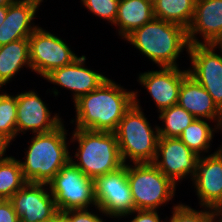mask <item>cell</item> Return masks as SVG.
<instances>
[{"label": "cell", "mask_w": 222, "mask_h": 222, "mask_svg": "<svg viewBox=\"0 0 222 222\" xmlns=\"http://www.w3.org/2000/svg\"><path fill=\"white\" fill-rule=\"evenodd\" d=\"M134 103V91L107 78L97 89L74 102L75 129L115 132L125 112ZM75 122V123H74Z\"/></svg>", "instance_id": "cell-1"}, {"label": "cell", "mask_w": 222, "mask_h": 222, "mask_svg": "<svg viewBox=\"0 0 222 222\" xmlns=\"http://www.w3.org/2000/svg\"><path fill=\"white\" fill-rule=\"evenodd\" d=\"M127 179L135 210H158L162 205L172 201L177 189V186L153 163H128Z\"/></svg>", "instance_id": "cell-6"}, {"label": "cell", "mask_w": 222, "mask_h": 222, "mask_svg": "<svg viewBox=\"0 0 222 222\" xmlns=\"http://www.w3.org/2000/svg\"><path fill=\"white\" fill-rule=\"evenodd\" d=\"M31 71L43 79L54 69L71 64L79 56L69 48L65 39L38 27L28 38Z\"/></svg>", "instance_id": "cell-9"}, {"label": "cell", "mask_w": 222, "mask_h": 222, "mask_svg": "<svg viewBox=\"0 0 222 222\" xmlns=\"http://www.w3.org/2000/svg\"><path fill=\"white\" fill-rule=\"evenodd\" d=\"M7 10H8V6H0V26L5 21Z\"/></svg>", "instance_id": "cell-35"}, {"label": "cell", "mask_w": 222, "mask_h": 222, "mask_svg": "<svg viewBox=\"0 0 222 222\" xmlns=\"http://www.w3.org/2000/svg\"><path fill=\"white\" fill-rule=\"evenodd\" d=\"M221 34L222 0H196L194 17L187 29L189 44L212 45Z\"/></svg>", "instance_id": "cell-17"}, {"label": "cell", "mask_w": 222, "mask_h": 222, "mask_svg": "<svg viewBox=\"0 0 222 222\" xmlns=\"http://www.w3.org/2000/svg\"><path fill=\"white\" fill-rule=\"evenodd\" d=\"M11 142L12 140L6 134L0 132V160L11 157L6 154V150L10 147V144L12 145Z\"/></svg>", "instance_id": "cell-32"}, {"label": "cell", "mask_w": 222, "mask_h": 222, "mask_svg": "<svg viewBox=\"0 0 222 222\" xmlns=\"http://www.w3.org/2000/svg\"><path fill=\"white\" fill-rule=\"evenodd\" d=\"M212 45L216 48V51L220 50V52H222V34L216 39V41Z\"/></svg>", "instance_id": "cell-36"}, {"label": "cell", "mask_w": 222, "mask_h": 222, "mask_svg": "<svg viewBox=\"0 0 222 222\" xmlns=\"http://www.w3.org/2000/svg\"><path fill=\"white\" fill-rule=\"evenodd\" d=\"M124 40L158 67H179L176 61L184 50L188 52L190 45L184 27L157 18L135 29Z\"/></svg>", "instance_id": "cell-3"}, {"label": "cell", "mask_w": 222, "mask_h": 222, "mask_svg": "<svg viewBox=\"0 0 222 222\" xmlns=\"http://www.w3.org/2000/svg\"><path fill=\"white\" fill-rule=\"evenodd\" d=\"M154 18L153 2L150 0H119L114 25L118 35L125 39L135 29L142 27Z\"/></svg>", "instance_id": "cell-20"}, {"label": "cell", "mask_w": 222, "mask_h": 222, "mask_svg": "<svg viewBox=\"0 0 222 222\" xmlns=\"http://www.w3.org/2000/svg\"><path fill=\"white\" fill-rule=\"evenodd\" d=\"M63 121L59 113L52 116L48 104L34 90L17 93V136L29 130L32 134L50 132Z\"/></svg>", "instance_id": "cell-14"}, {"label": "cell", "mask_w": 222, "mask_h": 222, "mask_svg": "<svg viewBox=\"0 0 222 222\" xmlns=\"http://www.w3.org/2000/svg\"><path fill=\"white\" fill-rule=\"evenodd\" d=\"M72 131L70 142L78 147L70 161L89 178L95 180L124 165L115 132L75 128Z\"/></svg>", "instance_id": "cell-4"}, {"label": "cell", "mask_w": 222, "mask_h": 222, "mask_svg": "<svg viewBox=\"0 0 222 222\" xmlns=\"http://www.w3.org/2000/svg\"><path fill=\"white\" fill-rule=\"evenodd\" d=\"M195 3L196 0H155L154 18L178 24L187 30L194 17Z\"/></svg>", "instance_id": "cell-23"}, {"label": "cell", "mask_w": 222, "mask_h": 222, "mask_svg": "<svg viewBox=\"0 0 222 222\" xmlns=\"http://www.w3.org/2000/svg\"><path fill=\"white\" fill-rule=\"evenodd\" d=\"M211 222H222V207L211 209Z\"/></svg>", "instance_id": "cell-33"}, {"label": "cell", "mask_w": 222, "mask_h": 222, "mask_svg": "<svg viewBox=\"0 0 222 222\" xmlns=\"http://www.w3.org/2000/svg\"><path fill=\"white\" fill-rule=\"evenodd\" d=\"M134 91V103L125 112L115 131L124 164L152 163L158 147V125L151 126ZM129 161V162H128Z\"/></svg>", "instance_id": "cell-5"}, {"label": "cell", "mask_w": 222, "mask_h": 222, "mask_svg": "<svg viewBox=\"0 0 222 222\" xmlns=\"http://www.w3.org/2000/svg\"><path fill=\"white\" fill-rule=\"evenodd\" d=\"M90 13L99 17L111 25H114L117 17L119 0H80Z\"/></svg>", "instance_id": "cell-28"}, {"label": "cell", "mask_w": 222, "mask_h": 222, "mask_svg": "<svg viewBox=\"0 0 222 222\" xmlns=\"http://www.w3.org/2000/svg\"><path fill=\"white\" fill-rule=\"evenodd\" d=\"M67 132L62 122L50 132L34 134L24 149L25 161L20 159L23 177L30 183L48 184L70 161ZM28 149V150H27Z\"/></svg>", "instance_id": "cell-2"}, {"label": "cell", "mask_w": 222, "mask_h": 222, "mask_svg": "<svg viewBox=\"0 0 222 222\" xmlns=\"http://www.w3.org/2000/svg\"><path fill=\"white\" fill-rule=\"evenodd\" d=\"M177 104L195 118L211 120L222 129V111L205 88L189 74L182 81Z\"/></svg>", "instance_id": "cell-19"}, {"label": "cell", "mask_w": 222, "mask_h": 222, "mask_svg": "<svg viewBox=\"0 0 222 222\" xmlns=\"http://www.w3.org/2000/svg\"><path fill=\"white\" fill-rule=\"evenodd\" d=\"M95 209L103 216L121 219L135 210L127 179V164L94 180Z\"/></svg>", "instance_id": "cell-8"}, {"label": "cell", "mask_w": 222, "mask_h": 222, "mask_svg": "<svg viewBox=\"0 0 222 222\" xmlns=\"http://www.w3.org/2000/svg\"><path fill=\"white\" fill-rule=\"evenodd\" d=\"M27 181L23 177L19 159L11 156L0 160V196L9 200Z\"/></svg>", "instance_id": "cell-25"}, {"label": "cell", "mask_w": 222, "mask_h": 222, "mask_svg": "<svg viewBox=\"0 0 222 222\" xmlns=\"http://www.w3.org/2000/svg\"><path fill=\"white\" fill-rule=\"evenodd\" d=\"M135 215L130 222H166L161 221L158 210L136 209L133 212L124 215L122 218Z\"/></svg>", "instance_id": "cell-30"}, {"label": "cell", "mask_w": 222, "mask_h": 222, "mask_svg": "<svg viewBox=\"0 0 222 222\" xmlns=\"http://www.w3.org/2000/svg\"><path fill=\"white\" fill-rule=\"evenodd\" d=\"M6 199L0 196V205L5 201Z\"/></svg>", "instance_id": "cell-38"}, {"label": "cell", "mask_w": 222, "mask_h": 222, "mask_svg": "<svg viewBox=\"0 0 222 222\" xmlns=\"http://www.w3.org/2000/svg\"><path fill=\"white\" fill-rule=\"evenodd\" d=\"M71 222H105L103 217L87 209H72L63 212ZM102 218V219H101Z\"/></svg>", "instance_id": "cell-29"}, {"label": "cell", "mask_w": 222, "mask_h": 222, "mask_svg": "<svg viewBox=\"0 0 222 222\" xmlns=\"http://www.w3.org/2000/svg\"><path fill=\"white\" fill-rule=\"evenodd\" d=\"M172 207L169 222H211V209L196 210L182 202Z\"/></svg>", "instance_id": "cell-27"}, {"label": "cell", "mask_w": 222, "mask_h": 222, "mask_svg": "<svg viewBox=\"0 0 222 222\" xmlns=\"http://www.w3.org/2000/svg\"><path fill=\"white\" fill-rule=\"evenodd\" d=\"M159 113L158 118L163 123L161 126H158L159 137L179 138L183 130L196 119L178 104L164 109Z\"/></svg>", "instance_id": "cell-24"}, {"label": "cell", "mask_w": 222, "mask_h": 222, "mask_svg": "<svg viewBox=\"0 0 222 222\" xmlns=\"http://www.w3.org/2000/svg\"><path fill=\"white\" fill-rule=\"evenodd\" d=\"M209 121V122H208ZM211 120L196 118L189 126H187L179 139L199 157L209 154L211 142L215 133L222 129L218 125H210ZM206 153V154H205Z\"/></svg>", "instance_id": "cell-22"}, {"label": "cell", "mask_w": 222, "mask_h": 222, "mask_svg": "<svg viewBox=\"0 0 222 222\" xmlns=\"http://www.w3.org/2000/svg\"><path fill=\"white\" fill-rule=\"evenodd\" d=\"M59 212L96 207L94 180L71 161L48 183Z\"/></svg>", "instance_id": "cell-7"}, {"label": "cell", "mask_w": 222, "mask_h": 222, "mask_svg": "<svg viewBox=\"0 0 222 222\" xmlns=\"http://www.w3.org/2000/svg\"><path fill=\"white\" fill-rule=\"evenodd\" d=\"M0 222H20L10 200H5L0 205Z\"/></svg>", "instance_id": "cell-31"}, {"label": "cell", "mask_w": 222, "mask_h": 222, "mask_svg": "<svg viewBox=\"0 0 222 222\" xmlns=\"http://www.w3.org/2000/svg\"><path fill=\"white\" fill-rule=\"evenodd\" d=\"M53 222H71V220L63 212H59Z\"/></svg>", "instance_id": "cell-34"}, {"label": "cell", "mask_w": 222, "mask_h": 222, "mask_svg": "<svg viewBox=\"0 0 222 222\" xmlns=\"http://www.w3.org/2000/svg\"><path fill=\"white\" fill-rule=\"evenodd\" d=\"M43 0H17L8 5L5 21L0 26V46L20 39H28L39 27L36 12ZM35 17V18H34Z\"/></svg>", "instance_id": "cell-18"}, {"label": "cell", "mask_w": 222, "mask_h": 222, "mask_svg": "<svg viewBox=\"0 0 222 222\" xmlns=\"http://www.w3.org/2000/svg\"><path fill=\"white\" fill-rule=\"evenodd\" d=\"M9 200L20 222H50L59 213L48 184L27 182Z\"/></svg>", "instance_id": "cell-12"}, {"label": "cell", "mask_w": 222, "mask_h": 222, "mask_svg": "<svg viewBox=\"0 0 222 222\" xmlns=\"http://www.w3.org/2000/svg\"><path fill=\"white\" fill-rule=\"evenodd\" d=\"M31 69L29 41L20 39L0 46V89L10 83L19 71Z\"/></svg>", "instance_id": "cell-21"}, {"label": "cell", "mask_w": 222, "mask_h": 222, "mask_svg": "<svg viewBox=\"0 0 222 222\" xmlns=\"http://www.w3.org/2000/svg\"><path fill=\"white\" fill-rule=\"evenodd\" d=\"M158 68L159 70L140 73L137 82L150 94L159 113L177 104L182 81L189 72L188 69L181 70L179 67Z\"/></svg>", "instance_id": "cell-15"}, {"label": "cell", "mask_w": 222, "mask_h": 222, "mask_svg": "<svg viewBox=\"0 0 222 222\" xmlns=\"http://www.w3.org/2000/svg\"><path fill=\"white\" fill-rule=\"evenodd\" d=\"M192 183L202 209L222 207V145L199 157Z\"/></svg>", "instance_id": "cell-13"}, {"label": "cell", "mask_w": 222, "mask_h": 222, "mask_svg": "<svg viewBox=\"0 0 222 222\" xmlns=\"http://www.w3.org/2000/svg\"><path fill=\"white\" fill-rule=\"evenodd\" d=\"M0 91V132L14 141L17 137V94L11 95L4 90Z\"/></svg>", "instance_id": "cell-26"}, {"label": "cell", "mask_w": 222, "mask_h": 222, "mask_svg": "<svg viewBox=\"0 0 222 222\" xmlns=\"http://www.w3.org/2000/svg\"><path fill=\"white\" fill-rule=\"evenodd\" d=\"M213 45H189V75L212 97L222 111V52L217 53ZM192 66V67H191Z\"/></svg>", "instance_id": "cell-10"}, {"label": "cell", "mask_w": 222, "mask_h": 222, "mask_svg": "<svg viewBox=\"0 0 222 222\" xmlns=\"http://www.w3.org/2000/svg\"><path fill=\"white\" fill-rule=\"evenodd\" d=\"M199 156L179 138L159 137L156 156L152 162L175 185L195 175Z\"/></svg>", "instance_id": "cell-11"}, {"label": "cell", "mask_w": 222, "mask_h": 222, "mask_svg": "<svg viewBox=\"0 0 222 222\" xmlns=\"http://www.w3.org/2000/svg\"><path fill=\"white\" fill-rule=\"evenodd\" d=\"M17 0H0V6H8L16 2Z\"/></svg>", "instance_id": "cell-37"}, {"label": "cell", "mask_w": 222, "mask_h": 222, "mask_svg": "<svg viewBox=\"0 0 222 222\" xmlns=\"http://www.w3.org/2000/svg\"><path fill=\"white\" fill-rule=\"evenodd\" d=\"M87 58L79 56L71 64L54 69L44 79L72 92L73 102L97 89L107 78L101 73L86 67ZM85 65V66H84Z\"/></svg>", "instance_id": "cell-16"}]
</instances>
